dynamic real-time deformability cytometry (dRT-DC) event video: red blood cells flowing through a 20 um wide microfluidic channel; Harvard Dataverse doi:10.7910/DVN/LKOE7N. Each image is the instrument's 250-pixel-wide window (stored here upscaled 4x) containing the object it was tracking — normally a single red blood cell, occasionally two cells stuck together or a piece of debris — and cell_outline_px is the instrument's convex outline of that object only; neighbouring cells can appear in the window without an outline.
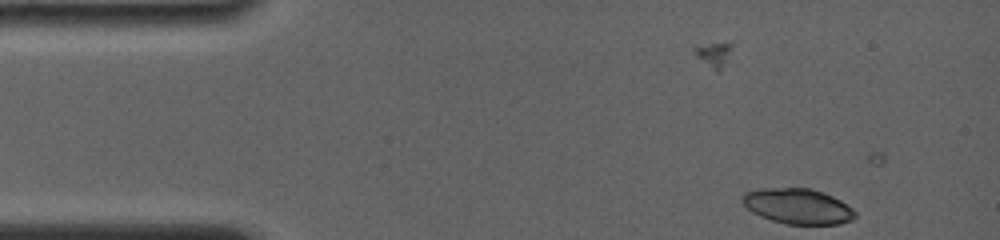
{"species": "common noctule bat (a hibernating species)", "species_latin": "Nyctalus noctula", "temperature_condition": "room temperature", "stored_images_in_passage": 7, "camera_frame_rate_fps": 4000, "um_per_image_px": 0.085, "animal": {"sex": "female", "body_mass_g": 19.0, "forearm_length_mm": 56.7}, "frame": {"image": 1, "passage_image": 2, "time_ms": 0.75, "image_size_px": [1000, 240], "cell_outline_px": [[856, 216], [852, 220], [840, 224], [784, 224], [760, 216], [752, 212], [744, 204], [740, 196], [744, 192], [756, 188], [812, 188], [832, 196], [840, 200], [852, 208], [856, 212]], "centroid_in_image_um": [67.79, 17.52], "position_along_channel_um": 17.2, "area_um2": 23.41}}
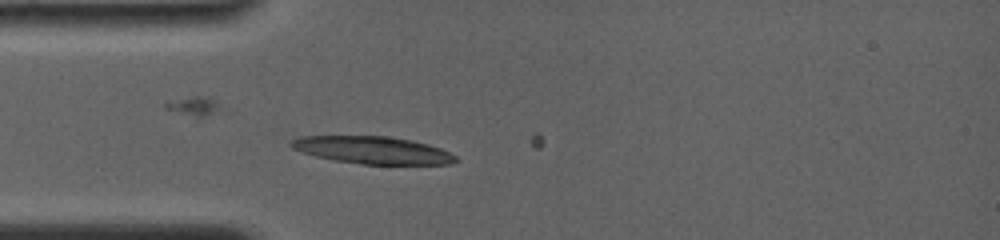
{"frame": {"image": 2, "passage_image": 6, "time_ms": 3.75, "image_size_px": [1000, 240], "cell_outline_px": [[460, 160], [452, 164], [364, 164], [336, 160], [316, 156], [300, 152], [292, 148], [288, 144], [292, 140], [300, 136], [388, 136], [412, 140], [428, 144], [440, 148], [456, 156]], "centroid_in_image_um": [31.68, 12.75], "position_along_channel_um": 53.3, "area_um2": 26.24}}